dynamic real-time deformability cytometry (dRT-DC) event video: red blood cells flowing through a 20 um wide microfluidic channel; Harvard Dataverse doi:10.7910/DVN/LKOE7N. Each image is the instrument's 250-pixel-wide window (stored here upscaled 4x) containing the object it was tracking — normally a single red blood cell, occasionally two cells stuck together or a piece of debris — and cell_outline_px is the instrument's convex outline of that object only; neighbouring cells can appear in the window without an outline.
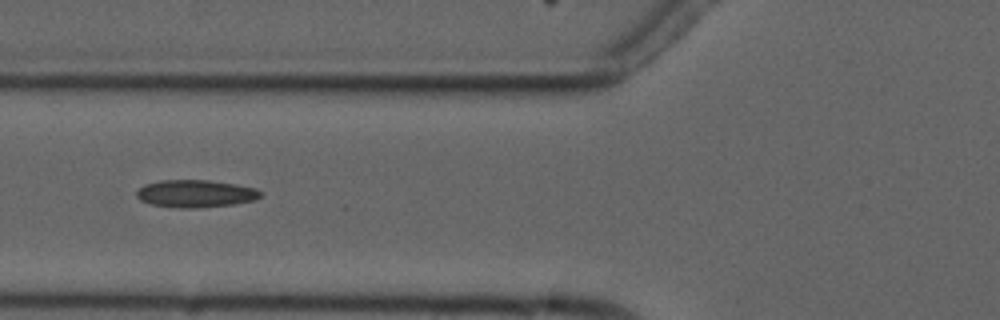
{"species": "common noctule bat (a hibernating species)", "species_latin": "Nyctalus noctula", "temperature_condition": "cold", "stored_images_in_passage": 7, "camera_frame_rate_fps": 3000, "um_per_image_px": 0.085, "animal": {"sex": "male", "forearm_length_mm": 52.5}, "frame": {"image": 1, "passage_image": 5, "time_ms": 5.0, "image_size_px": [1000, 320], "cell_outline_px": [[260, 196], [256, 200], [232, 204], [200, 208], [176, 208], [152, 204], [140, 200], [136, 196], [136, 192], [144, 184], [160, 180], [208, 180], [236, 184], [256, 188], [260, 192]], "centroid_in_image_um": [16.6, 16.46], "position_along_channel_um": 109.2, "area_um2": 19.88}}
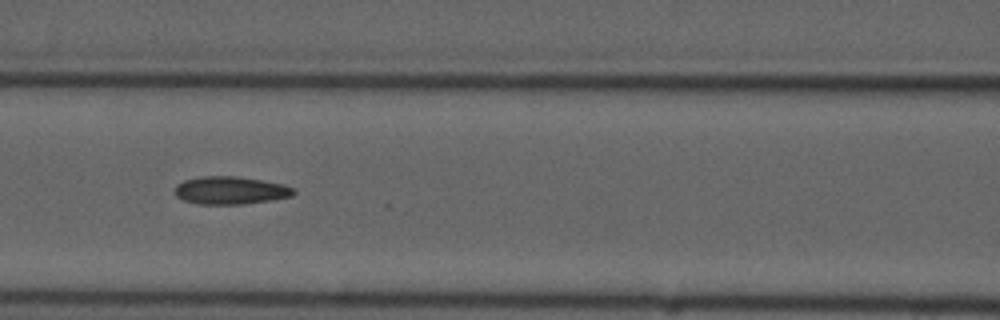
{"frame": {"image": 2, "passage_image": 6, "time_ms": 6.0, "image_size_px": [1000, 320], "cell_outline_px": [[296, 192], [292, 196], [272, 200], [244, 204], [196, 204], [184, 200], [176, 196], [176, 184], [184, 180], [200, 176], [236, 176], [284, 184], [292, 188]], "centroid_in_image_um": [19.58, 16.18], "position_along_channel_um": 147.0, "area_um2": 19.25}}
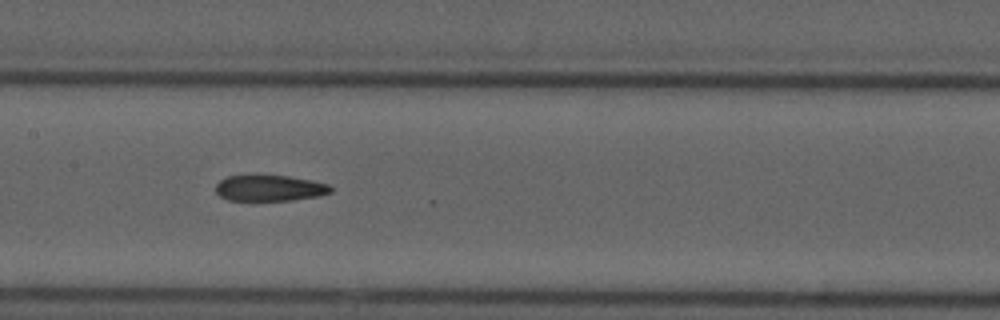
{"frame": {"image": 3, "passage_image": 7, "time_ms": 7.0, "image_size_px": [1000, 320], "cell_outline_px": [[332, 192], [320, 196], [292, 200], [228, 200], [220, 196], [216, 192], [216, 184], [220, 180], [228, 176], [288, 176], [312, 180], [328, 184], [332, 188]], "centroid_in_image_um": [22.95, 15.99], "position_along_channel_um": 184.5, "area_um2": 17.28}}